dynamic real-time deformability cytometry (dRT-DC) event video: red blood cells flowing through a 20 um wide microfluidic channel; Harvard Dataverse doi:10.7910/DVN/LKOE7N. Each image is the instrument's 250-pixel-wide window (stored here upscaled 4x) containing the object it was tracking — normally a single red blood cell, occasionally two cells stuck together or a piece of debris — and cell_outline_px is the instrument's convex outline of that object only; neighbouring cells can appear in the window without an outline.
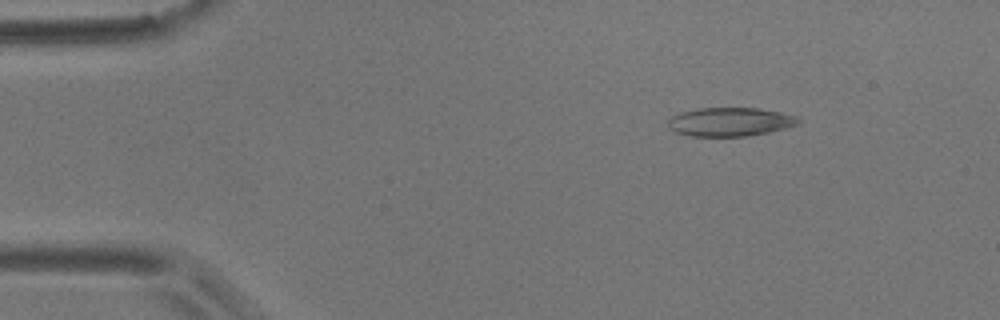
{"species": "common noctule bat (a hibernating species)", "species_latin": "Nyctalus noctula", "temperature_condition": "room temperature", "stored_images_in_passage": 50, "camera_frame_rate_fps": 3000, "um_per_image_px": 0.085, "animal": {"sex": "male", "body_mass_g": 17.9}, "frame": {"image": 1, "passage_image": 1, "time_ms": 0.0, "image_size_px": [1000, 320], "cell_outline_px": [[804, 120], [796, 124], [784, 128], [768, 132], [748, 136], [688, 136], [676, 132], [668, 128], [668, 120], [672, 116], [680, 112], [700, 108], [760, 108], [780, 112], [796, 116]], "centroid_in_image_um": [62.04, 10.35], "position_along_channel_um": 23.0, "area_um2": 21.85}}
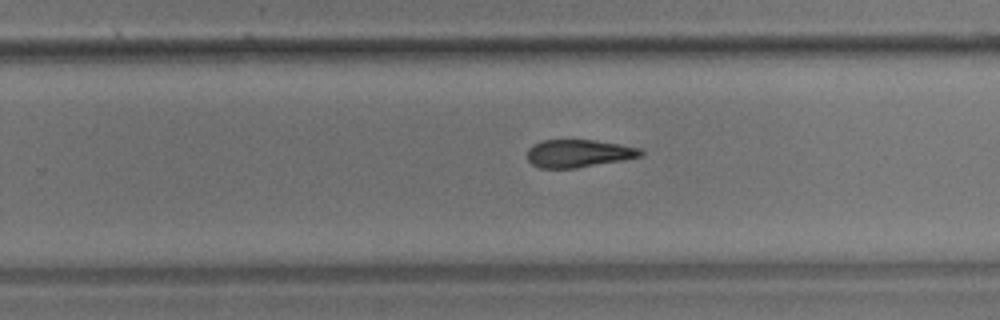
{"frame": {"image": 2, "passage_image": 29, "time_ms": 9.333, "image_size_px": [1000, 320], "cell_outline_px": [[644, 152], [640, 156], [624, 160], [576, 168], [540, 168], [532, 164], [528, 160], [528, 148], [532, 144], [540, 140], [596, 140], [640, 148]], "centroid_in_image_um": [49.15, 13.04], "position_along_channel_um": 280.6, "area_um2": 18.38}}
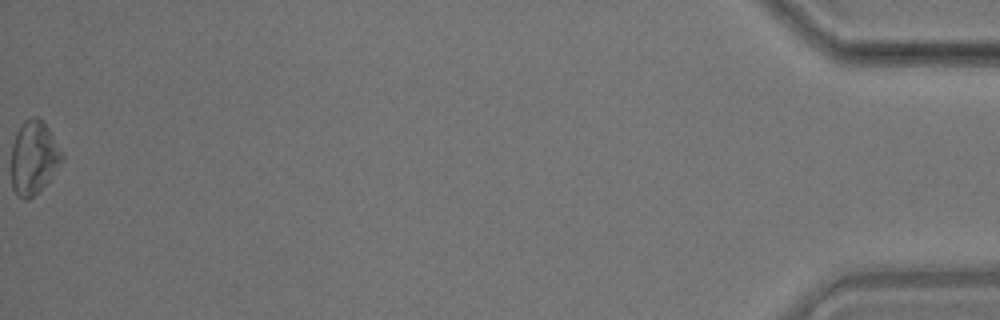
{"frame": {"image": 3, "passage_image": 50, "time_ms": 16.333, "image_size_px": [1000, 320], "cell_outline_px": [[64, 160], [48, 180], [28, 200], [24, 200], [16, 196], [12, 188], [12, 144], [16, 132], [24, 120], [32, 116], [36, 116], [48, 128], [64, 156]], "centroid_in_image_um": [2.85, 13.4], "position_along_channel_um": 432.4, "area_um2": 21.44}, "authors_computed_cell_mechanics": {"area_um2": 20.1722, "velocity_mm_per_s": 3.5779, "shape_relaxation_time_tau1_ms": 6.2628, "shape_relaxation_time_tau2_ms": null, "deformation_change_tau1": 0.1547, "deformation_change_tau2": null}}